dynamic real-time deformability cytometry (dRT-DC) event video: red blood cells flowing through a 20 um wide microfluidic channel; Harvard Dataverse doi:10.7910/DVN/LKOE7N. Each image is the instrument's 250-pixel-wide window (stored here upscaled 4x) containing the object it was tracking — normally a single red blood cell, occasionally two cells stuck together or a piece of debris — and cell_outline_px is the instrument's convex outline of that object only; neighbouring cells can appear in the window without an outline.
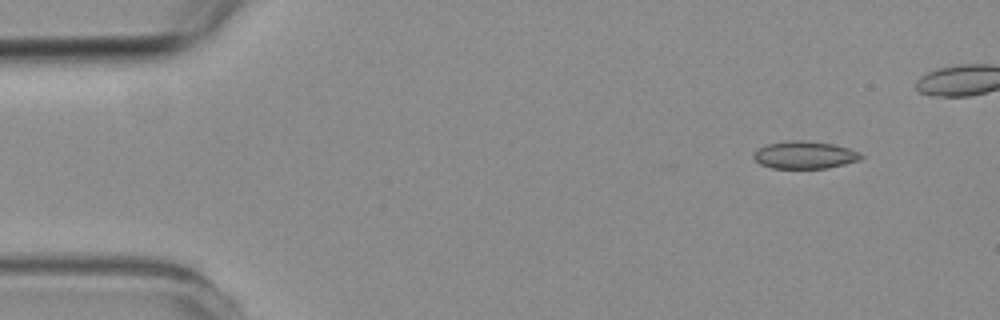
{"species": "common noctule bat (a hibernating species)", "species_latin": "Nyctalus noctula", "temperature_condition": "room temperature", "stored_images_in_passage": 7, "camera_frame_rate_fps": 3000, "um_per_image_px": 0.085, "animal": {"sex": "female", "body_mass_g": 19.3, "forearm_length_mm": 54.1}, "frame": {"image": 1, "passage_image": 1, "time_ms": 0.0, "image_size_px": [1000, 320], "cell_outline_px": [[864, 156], [860, 160], [828, 168], [772, 168], [760, 164], [752, 156], [752, 152], [756, 148], [768, 144], [788, 140], [804, 140], [832, 144], [848, 148], [860, 152]], "centroid_in_image_um": [68.37, 13.17], "position_along_channel_um": 16.6, "area_um2": 17.34}}
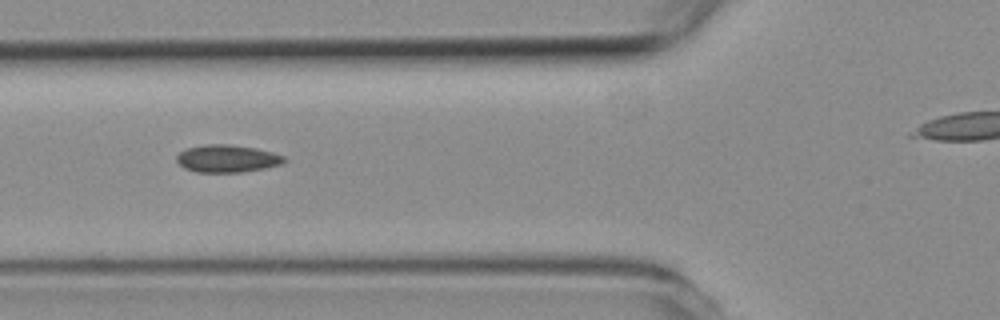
{"frame": {"image": 2, "passage_image": 5, "time_ms": 4.667, "image_size_px": [1000, 320], "cell_outline_px": [[288, 160], [280, 164], [264, 168], [240, 172], [196, 172], [184, 168], [176, 160], [176, 156], [180, 152], [188, 148], [204, 144], [228, 144], [256, 148], [272, 152], [284, 156]], "centroid_in_image_um": [19.3, 13.47], "position_along_channel_um": 106.5, "area_um2": 17.17}}
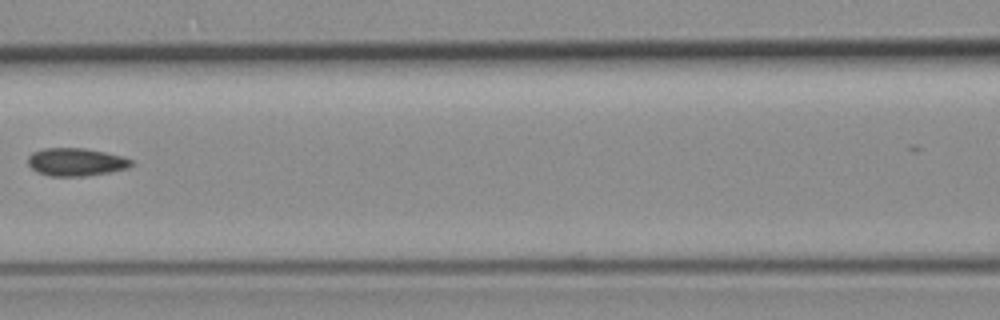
{"frame": {"image": 3, "passage_image": 6, "time_ms": 6.0, "image_size_px": [1000, 320], "cell_outline_px": [[132, 164], [128, 168], [88, 176], [48, 176], [36, 172], [28, 164], [28, 156], [32, 152], [44, 148], [84, 148], [104, 152], [120, 156], [132, 160]], "centroid_in_image_um": [6.41, 13.77], "position_along_channel_um": 160.2, "area_um2": 16.76}}